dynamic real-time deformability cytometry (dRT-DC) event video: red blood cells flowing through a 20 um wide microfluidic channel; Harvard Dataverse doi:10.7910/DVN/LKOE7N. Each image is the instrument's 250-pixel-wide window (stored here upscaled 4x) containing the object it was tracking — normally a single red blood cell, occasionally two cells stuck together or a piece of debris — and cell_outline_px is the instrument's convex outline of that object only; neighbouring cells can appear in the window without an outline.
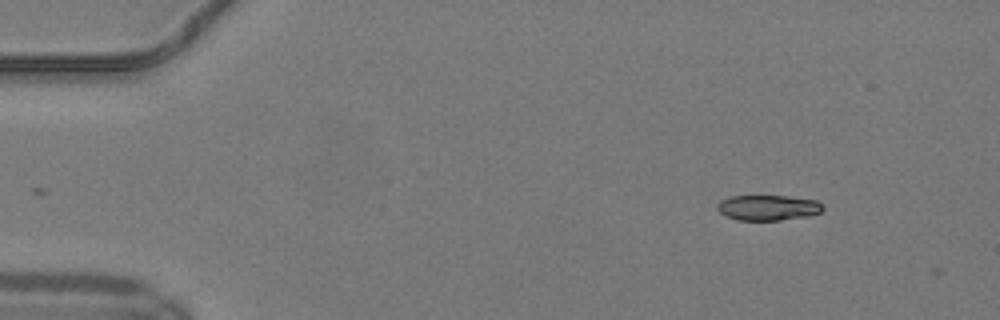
{"species": "common noctule bat (a hibernating species)", "species_latin": "Nyctalus noctula", "temperature_condition": "warm", "stored_images_in_passage": 2, "camera_frame_rate_fps": 3000, "um_per_image_px": 0.085, "animal": {"sex": "male", "body_mass_g": 19.2, "forearm_length_mm": 51.8}, "frame": {"image": 1, "passage_image": 1, "time_ms": 0.0, "image_size_px": [1000, 320], "cell_outline_px": [[824, 208], [820, 212], [808, 216], [780, 220], [736, 220], [724, 216], [716, 208], [716, 204], [720, 200], [728, 196], [788, 196], [816, 200]], "centroid_in_image_um": [65.22, 17.65], "position_along_channel_um": 19.8, "area_um2": 15.72}}